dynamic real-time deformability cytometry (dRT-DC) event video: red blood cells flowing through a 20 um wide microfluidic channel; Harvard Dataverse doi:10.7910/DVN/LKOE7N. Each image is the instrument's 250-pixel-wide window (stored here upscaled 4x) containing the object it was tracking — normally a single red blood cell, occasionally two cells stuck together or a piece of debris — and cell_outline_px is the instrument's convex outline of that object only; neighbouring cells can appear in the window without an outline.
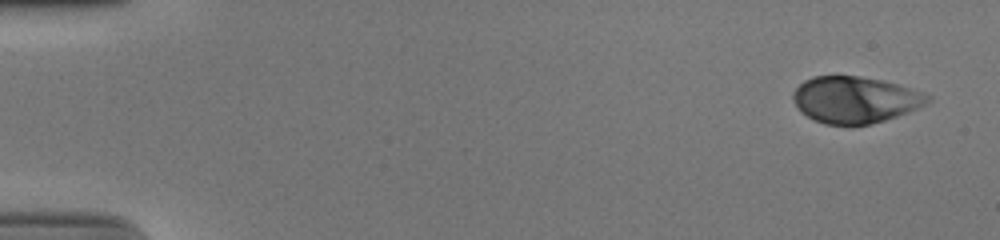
{"species": "human", "species_latin": "Homo sapiens", "temperature_condition": "cold", "stored_images_in_passage": 52, "camera_frame_rate_fps": 3000, "um_per_image_px": 0.085, "donor": {"sex": "male"}, "frame": {"image": 1, "passage_image": 1, "time_ms": 0.0, "image_size_px": [1000, 240], "cell_outline_px": [[932, 100], [916, 108], [896, 116], [884, 120], [868, 124], [824, 124], [800, 112], [792, 96], [792, 92], [804, 80], [812, 76], [860, 76], [880, 80], [896, 84], [924, 92], [932, 96]], "centroid_in_image_um": [72.67, 8.46], "position_along_channel_um": 12.3, "area_um2": 36.13}}
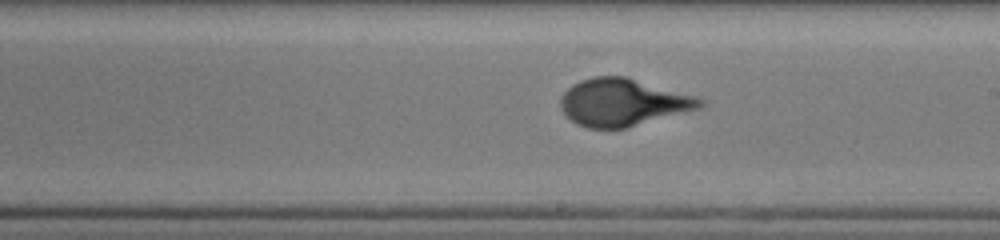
{"frame": {"image": 2, "passage_image": 30, "time_ms": 9.667, "image_size_px": [1000, 240], "cell_outline_px": [[704, 104], [700, 108], [624, 128], [588, 128], [576, 124], [560, 108], [560, 100], [564, 92], [572, 84], [580, 80], [592, 76], [628, 76], [696, 96], [704, 100]], "centroid_in_image_um": [52.93, 8.68], "position_along_channel_um": 236.1, "area_um2": 38.44}}
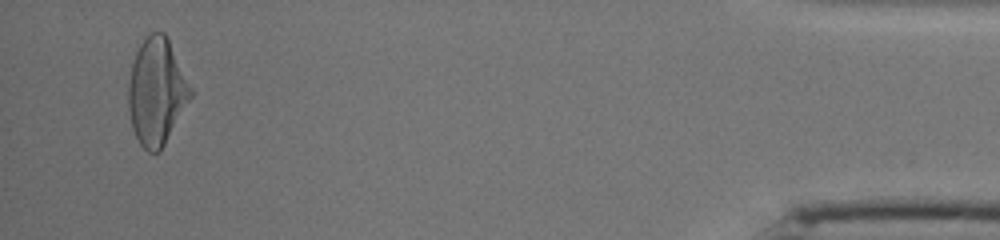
{"frame": {"image": 3, "passage_image": 50, "time_ms": 16.333, "image_size_px": [1000, 240], "cell_outline_px": [[192, 96], [160, 152], [148, 152], [140, 144], [132, 128], [128, 108], [128, 84], [132, 64], [136, 52], [140, 44], [152, 32], [164, 32], [192, 88]], "centroid_in_image_um": [13.3, 7.82], "position_along_channel_um": 421.9, "area_um2": 38.26}}